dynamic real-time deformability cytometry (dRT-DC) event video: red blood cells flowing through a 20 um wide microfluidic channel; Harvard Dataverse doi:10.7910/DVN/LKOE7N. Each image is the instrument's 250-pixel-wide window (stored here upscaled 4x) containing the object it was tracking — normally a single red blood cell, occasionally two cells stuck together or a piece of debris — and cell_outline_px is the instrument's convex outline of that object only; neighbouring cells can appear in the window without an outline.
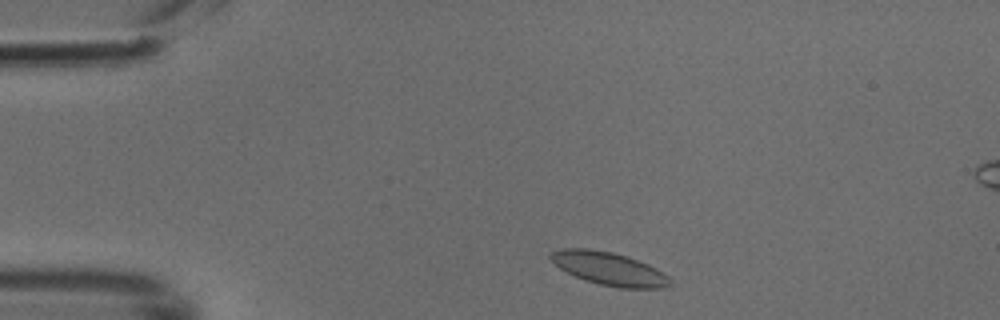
{"species": "common noctule bat (a hibernating species)", "species_latin": "Nyctalus noctula", "temperature_condition": "cold", "stored_images_in_passage": 44, "segment_of_instrument_passage": [1, 2], "camera_frame_rate_fps": 3000, "um_per_image_px": 0.085, "animal": {"sex": "male", "body_mass_g": 18.8}, "frame": {"image": 1, "passage_image": 3, "time_ms": 0.667, "image_size_px": [1000, 320], "cell_outline_px": [[672, 284], [664, 288], [620, 288], [600, 284], [584, 280], [560, 268], [548, 256], [552, 252], [564, 248], [588, 248], [612, 252], [628, 256], [648, 264], [656, 268], [668, 276], [672, 280]], "centroid_in_image_um": [51.81, 22.84], "position_along_channel_um": 33.2, "area_um2": 22.95}}
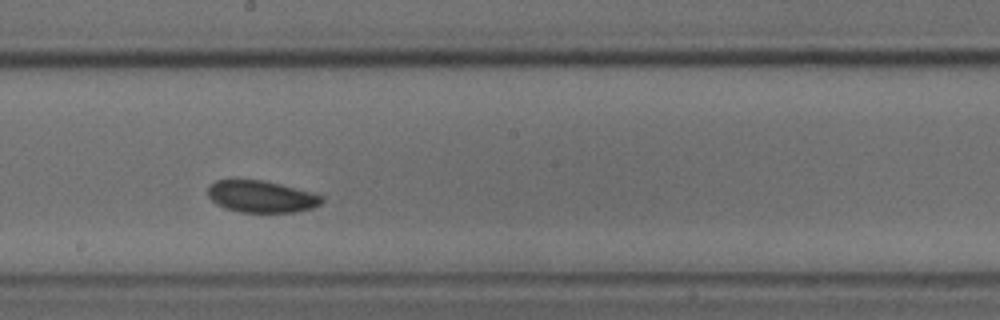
{"frame": {"image": 2, "passage_image": 21, "time_ms": 6.667, "image_size_px": [1000, 320], "cell_outline_px": [[324, 200], [320, 204], [312, 208], [296, 212], [240, 212], [224, 208], [216, 204], [208, 196], [208, 184], [216, 180], [264, 180], [312, 192], [324, 196]], "centroid_in_image_um": [22.21, 16.71], "position_along_channel_um": 226.0, "area_um2": 21.27}}
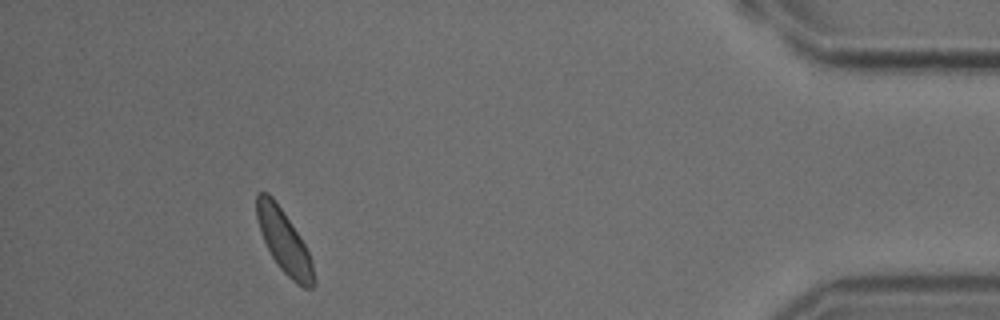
{"frame": {"image": 3, "passage_image": 39, "time_ms": 12.667, "image_size_px": [1000, 320], "cell_outline_px": [[316, 284], [312, 288], [304, 288], [296, 284], [280, 268], [272, 256], [264, 240], [256, 216], [256, 192], [268, 192], [272, 196], [304, 244], [312, 260], [316, 280]], "centroid_in_image_um": [24.16, 20.56], "position_along_channel_um": 411.0, "area_um2": 20.52}}